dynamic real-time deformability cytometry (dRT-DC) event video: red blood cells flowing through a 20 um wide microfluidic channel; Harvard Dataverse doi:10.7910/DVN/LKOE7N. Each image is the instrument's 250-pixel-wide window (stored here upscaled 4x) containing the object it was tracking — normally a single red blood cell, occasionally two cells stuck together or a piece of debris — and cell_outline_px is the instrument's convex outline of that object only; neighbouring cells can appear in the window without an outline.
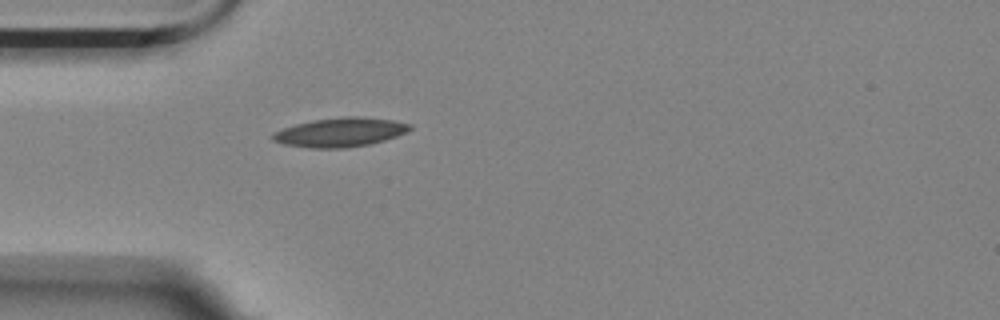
{"species": "Egyptian fruit bat (a non-hibernating species)", "species_latin": "Rousettus aegyptiacus", "temperature_condition": "room temperature", "stored_images_in_passage": 4, "camera_frame_rate_fps": 3000, "um_per_image_px": 0.085, "animal": {"sex": "female"}, "frame": {"image": 1, "passage_image": 4, "time_ms": 4.333, "image_size_px": [1000, 320], "cell_outline_px": [[412, 128], [396, 136], [384, 140], [368, 144], [344, 148], [312, 148], [284, 144], [272, 140], [272, 132], [296, 124], [312, 120], [340, 116], [360, 116], [392, 120], [412, 124]], "centroid_in_image_um": [28.9, 11.23], "position_along_channel_um": 56.1, "area_um2": 23.18}}